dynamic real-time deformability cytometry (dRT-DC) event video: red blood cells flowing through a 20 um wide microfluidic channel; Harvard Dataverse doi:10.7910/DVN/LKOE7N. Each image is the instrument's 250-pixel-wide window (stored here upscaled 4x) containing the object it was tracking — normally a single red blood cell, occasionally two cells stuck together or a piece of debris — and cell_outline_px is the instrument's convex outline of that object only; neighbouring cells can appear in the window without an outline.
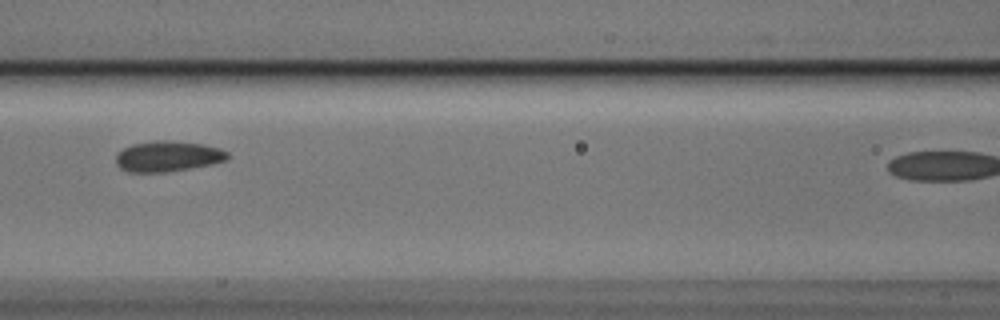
{"species": "Egyptian fruit bat (a non-hibernating species)", "species_latin": "Rousettus aegyptiacus", "temperature_condition": "cold", "stored_images_in_passage": 8, "camera_frame_rate_fps": 3000, "um_per_image_px": 0.085, "animal": {"sex": "male"}, "frame": {"image": 1, "passage_image": 7, "time_ms": 2.0, "image_size_px": [1000, 320], "cell_outline_px": [[228, 160], [212, 164], [164, 172], [128, 172], [120, 168], [116, 164], [116, 156], [124, 148], [132, 144], [156, 140], [168, 140], [204, 144], [220, 148], [228, 152]], "centroid_in_image_um": [14.28, 13.28], "position_along_channel_um": 152.3, "area_um2": 19.88}}